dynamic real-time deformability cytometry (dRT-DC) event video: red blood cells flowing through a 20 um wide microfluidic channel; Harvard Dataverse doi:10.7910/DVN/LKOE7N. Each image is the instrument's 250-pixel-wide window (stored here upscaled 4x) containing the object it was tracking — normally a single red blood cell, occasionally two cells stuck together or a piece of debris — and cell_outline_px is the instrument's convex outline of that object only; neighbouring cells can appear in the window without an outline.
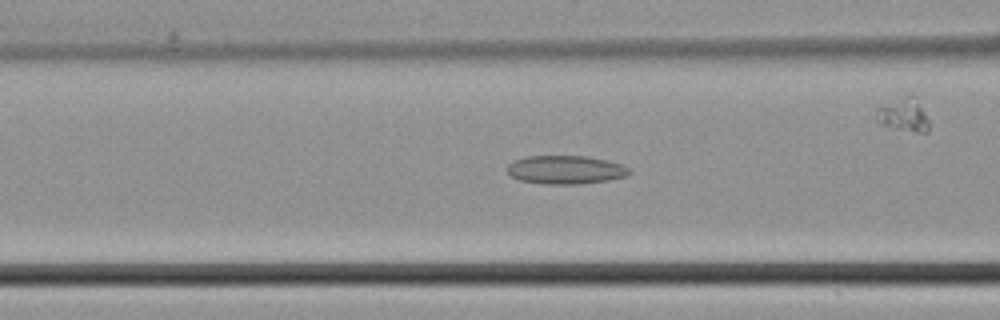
{"species": "common noctule bat (a hibernating species)", "species_latin": "Nyctalus noctula", "temperature_condition": "cold", "stored_images_in_passage": 37, "camera_frame_rate_fps": 3000, "um_per_image_px": 0.085, "animal": {"sex": "male", "body_mass_g": 21.5, "forearm_length_mm": 52.0}, "frame": {"image": 1, "passage_image": 12, "time_ms": 3.667, "image_size_px": [1000, 320], "cell_outline_px": [[632, 172], [624, 176], [608, 180], [580, 184], [544, 184], [520, 180], [512, 176], [508, 172], [508, 164], [512, 160], [528, 156], [584, 156], [604, 160], [620, 164], [628, 168]], "centroid_in_image_um": [48.04, 14.43], "position_along_channel_um": 118.6, "area_um2": 20.06}}
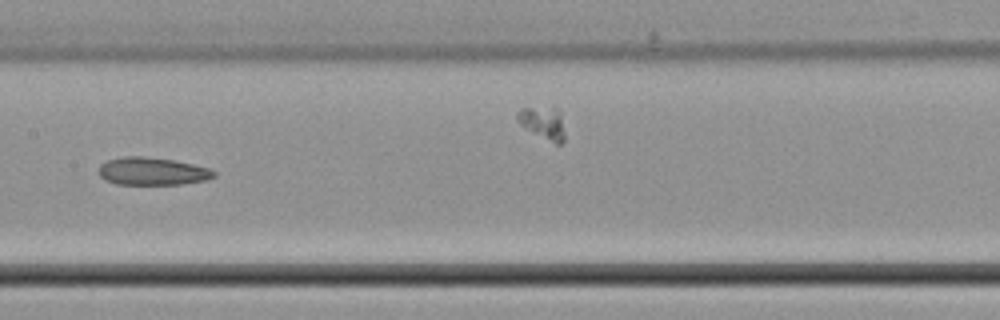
{"frame": {"image": 2, "passage_image": 17, "time_ms": 5.333, "image_size_px": [1000, 320], "cell_outline_px": [[216, 176], [204, 180], [180, 184], [116, 184], [104, 180], [100, 176], [100, 164], [108, 160], [124, 156], [144, 156], [172, 160], [192, 164], [208, 168], [216, 172]], "centroid_in_image_um": [12.92, 14.56], "position_along_channel_um": 194.5, "area_um2": 18.44}}
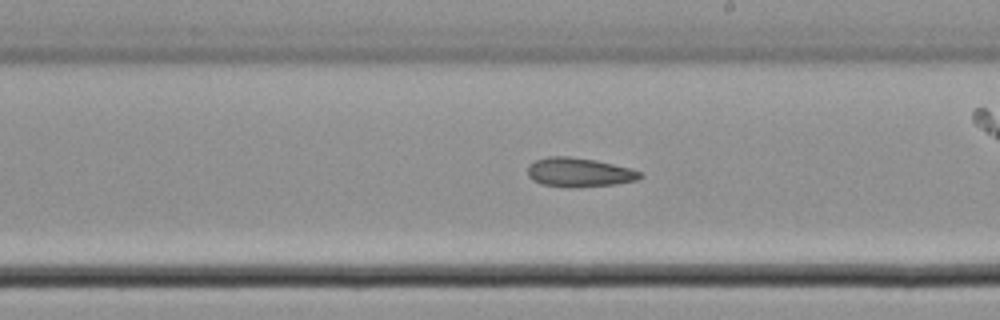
{"frame": {"image": 3, "passage_image": 20, "time_ms": 6.333, "image_size_px": [1000, 320], "cell_outline_px": [[644, 176], [636, 180], [616, 184], [540, 184], [532, 180], [528, 176], [528, 164], [536, 160], [548, 156], [568, 156], [596, 160], [632, 168], [640, 172]], "centroid_in_image_um": [49.23, 14.58], "position_along_channel_um": 239.8, "area_um2": 18.21}}